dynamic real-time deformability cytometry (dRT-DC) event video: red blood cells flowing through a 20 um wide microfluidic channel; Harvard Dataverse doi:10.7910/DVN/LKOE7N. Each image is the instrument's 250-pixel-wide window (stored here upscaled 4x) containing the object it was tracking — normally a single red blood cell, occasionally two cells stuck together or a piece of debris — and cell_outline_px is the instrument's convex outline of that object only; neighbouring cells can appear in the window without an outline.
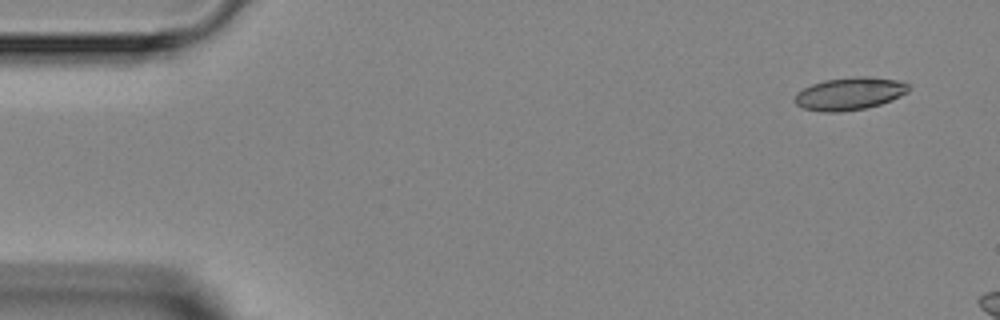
{"species": "Egyptian fruit bat (a non-hibernating species)", "species_latin": "Rousettus aegyptiacus", "temperature_condition": "room temperature", "stored_images_in_passage": 2, "camera_frame_rate_fps": 3000, "um_per_image_px": 0.085, "animal": {"sex": "female"}, "frame": {"image": 1, "passage_image": 1, "time_ms": 0.0, "image_size_px": [1000, 320], "cell_outline_px": [[908, 92], [892, 100], [880, 104], [864, 108], [840, 112], [824, 112], [804, 108], [796, 104], [792, 100], [796, 92], [812, 84], [824, 80], [852, 76], [868, 76], [896, 80], [908, 84]], "centroid_in_image_um": [72.17, 7.95], "position_along_channel_um": 12.8, "area_um2": 21.68}}